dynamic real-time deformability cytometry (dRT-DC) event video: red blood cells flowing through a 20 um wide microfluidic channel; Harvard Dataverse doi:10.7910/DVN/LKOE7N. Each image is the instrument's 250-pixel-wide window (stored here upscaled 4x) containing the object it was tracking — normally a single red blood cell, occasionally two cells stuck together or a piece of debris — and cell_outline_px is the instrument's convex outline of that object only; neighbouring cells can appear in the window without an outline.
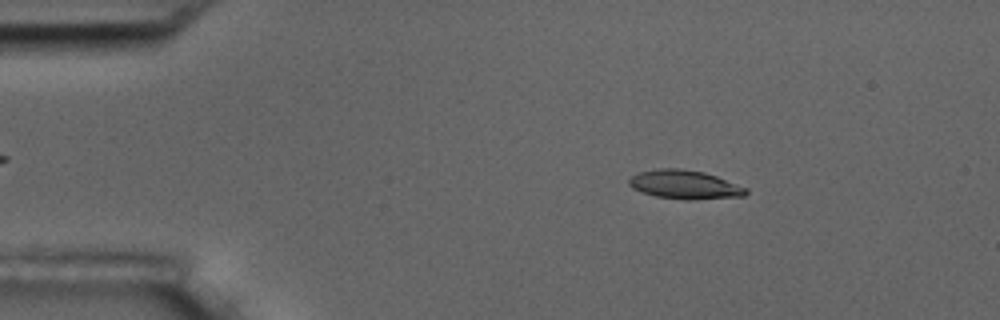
{"species": "common noctule bat (a hibernating species)", "species_latin": "Nyctalus noctula", "temperature_condition": "room temperature", "stored_images_in_passage": 56, "camera_frame_rate_fps": 3000, "um_per_image_px": 0.085, "animal": {"sex": "male", "body_mass_g": 17.5, "forearm_length_mm": 52.3}, "frame": {"image": 1, "passage_image": 9, "time_ms": 2.667, "image_size_px": [1000, 320], "cell_outline_px": [[748, 192], [744, 196], [692, 200], [684, 200], [656, 196], [632, 188], [628, 184], [628, 180], [632, 176], [640, 172], [660, 168], [680, 168], [704, 172], [716, 176], [748, 188]], "centroid_in_image_um": [58.22, 15.69], "position_along_channel_um": 26.8, "area_um2": 19.59}}
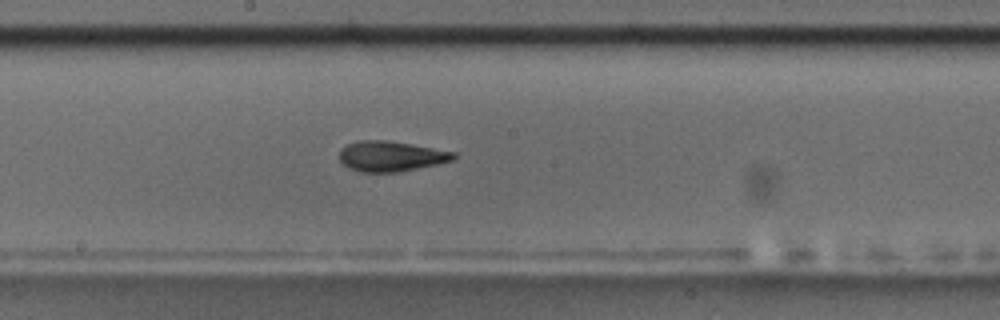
{"frame": {"image": 2, "passage_image": 30, "time_ms": 9.667, "image_size_px": [1000, 320], "cell_outline_px": [[456, 156], [452, 160], [436, 164], [400, 172], [360, 172], [348, 168], [340, 160], [340, 148], [356, 140], [384, 140], [456, 152]], "centroid_in_image_um": [33.18, 13.28], "position_along_channel_um": 215.0, "area_um2": 20.0}}
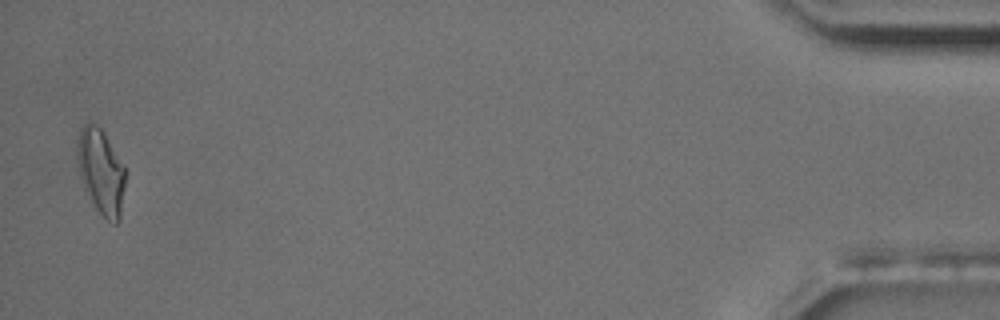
{"frame": {"image": 3, "passage_image": 55, "time_ms": 18.0, "image_size_px": [1000, 320], "cell_outline_px": [[124, 188], [120, 220], [116, 224], [112, 224], [96, 208], [84, 188], [80, 176], [76, 152], [76, 144], [80, 128], [84, 124], [96, 124], [104, 132], [124, 168]], "centroid_in_image_um": [8.56, 14.58], "position_along_channel_um": 426.6, "area_um2": 23.52}, "authors_computed_cell_mechanics": {"area_um2": 19.8543, "velocity_mm_per_s": 3.5951, "shape_relaxation_time_tau1_ms": 5.2759, "shape_relaxation_time_tau2_ms": 2.6119, "deformation_change_tau1": 0.1861, "deformation_change_tau2": 0.0982}}